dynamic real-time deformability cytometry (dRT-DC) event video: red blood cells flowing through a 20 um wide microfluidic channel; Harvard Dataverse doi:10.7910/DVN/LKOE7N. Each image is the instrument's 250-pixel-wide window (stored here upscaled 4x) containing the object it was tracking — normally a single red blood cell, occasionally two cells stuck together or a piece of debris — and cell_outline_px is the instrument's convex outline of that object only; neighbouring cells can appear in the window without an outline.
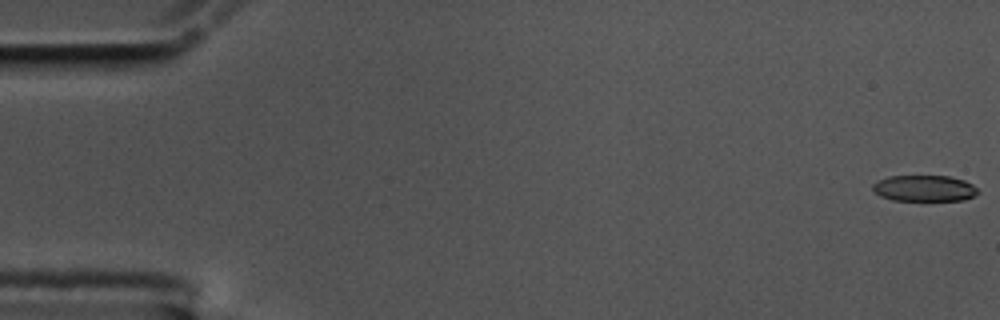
{"species": "common noctule bat (a hibernating species)", "species_latin": "Nyctalus noctula", "temperature_condition": "cold", "stored_images_in_passage": 58, "camera_frame_rate_fps": 3000, "um_per_image_px": 0.085, "animal": {"sex": "male", "body_mass_g": 17.5, "forearm_length_mm": 52.3}, "frame": {"image": 1, "passage_image": 1, "time_ms": 0.0, "image_size_px": [1000, 320], "cell_outline_px": [[980, 192], [964, 200], [892, 200], [880, 196], [872, 188], [872, 184], [888, 176], [948, 176], [964, 180], [972, 184]], "centroid_in_image_um": [78.57, 16.0], "position_along_channel_um": 6.4, "area_um2": 15.9}}
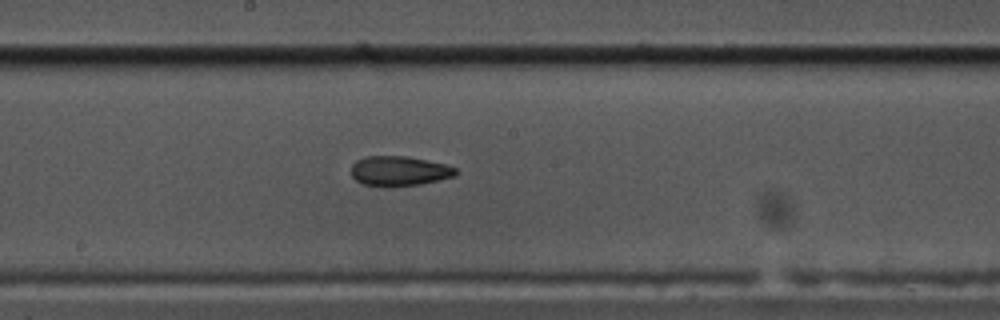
{"frame": {"image": 2, "passage_image": 31, "time_ms": 10.0, "image_size_px": [1000, 320], "cell_outline_px": [[456, 176], [420, 184], [364, 184], [356, 180], [352, 176], [352, 164], [356, 160], [364, 156], [408, 156], [444, 164], [456, 168]], "centroid_in_image_um": [33.94, 14.49], "position_along_channel_um": 214.3, "area_um2": 17.51}}
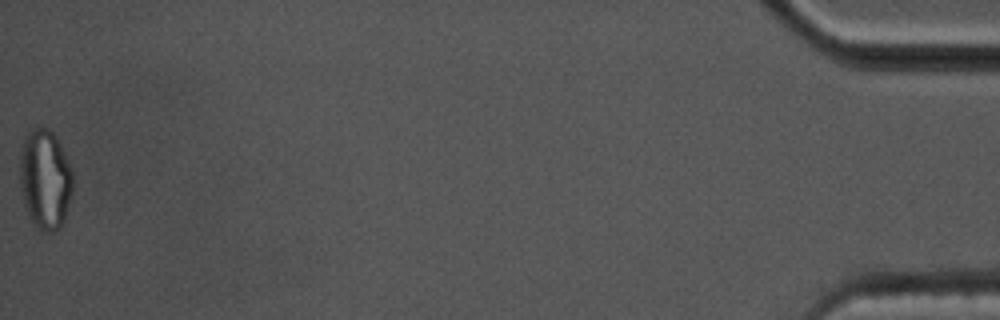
{"frame": {"image": 3, "passage_image": 58, "time_ms": 19.0, "image_size_px": [1000, 320], "cell_outline_px": [[72, 192], [64, 220], [60, 228], [52, 232], [44, 232], [36, 228], [28, 216], [24, 204], [20, 188], [20, 156], [24, 136], [32, 128], [48, 128], [56, 136], [72, 168]], "centroid_in_image_um": [3.82, 15.25], "position_along_channel_um": 431.4, "area_um2": 31.1}, "authors_computed_cell_mechanics": {"area_um2": 18.2648, "velocity_mm_per_s": 3.5213, "shape_relaxation_time_tau1_ms": 9.5147, "shape_relaxation_time_tau2_ms": 3.9118, "deformation_change_tau1": 0.1962, "deformation_change_tau2": 0.1159}}